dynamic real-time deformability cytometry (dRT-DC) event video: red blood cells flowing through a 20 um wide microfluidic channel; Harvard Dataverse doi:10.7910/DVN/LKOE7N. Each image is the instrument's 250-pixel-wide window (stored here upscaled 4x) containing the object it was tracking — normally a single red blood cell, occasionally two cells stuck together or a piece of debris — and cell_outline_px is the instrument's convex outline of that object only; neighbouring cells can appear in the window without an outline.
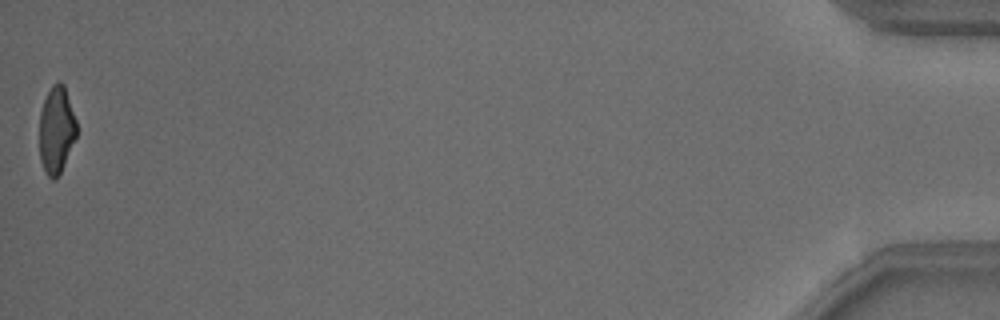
{"species": "common noctule bat (a hibernating species)", "species_latin": "Nyctalus noctula", "temperature_condition": "warm", "stored_images_in_passage": 40, "camera_frame_rate_fps": 3000, "um_per_image_px": 0.085, "animal": {"sex": "male", "body_mass_g": 18.8}, "frame": {"image": 1, "passage_image": 40, "time_ms": 13.0, "image_size_px": [1000, 320], "cell_outline_px": [[76, 136], [60, 172], [56, 180], [52, 180], [48, 176], [40, 160], [40, 112], [44, 100], [52, 84], [56, 80], [60, 80], [64, 84], [76, 120]], "centroid_in_image_um": [4.79, 11.0], "position_along_channel_um": 430.4, "area_um2": 18.67}, "authors_computed_cell_mechanics": {"area_um2": 21.0392, "velocity_mm_per_s": 3.8814, "shape_relaxation_time_tau1_ms": 3.6705, "shape_relaxation_time_tau2_ms": 1.6366, "deformation_change_tau1": 0.1501, "deformation_change_tau2": 0.0837}}